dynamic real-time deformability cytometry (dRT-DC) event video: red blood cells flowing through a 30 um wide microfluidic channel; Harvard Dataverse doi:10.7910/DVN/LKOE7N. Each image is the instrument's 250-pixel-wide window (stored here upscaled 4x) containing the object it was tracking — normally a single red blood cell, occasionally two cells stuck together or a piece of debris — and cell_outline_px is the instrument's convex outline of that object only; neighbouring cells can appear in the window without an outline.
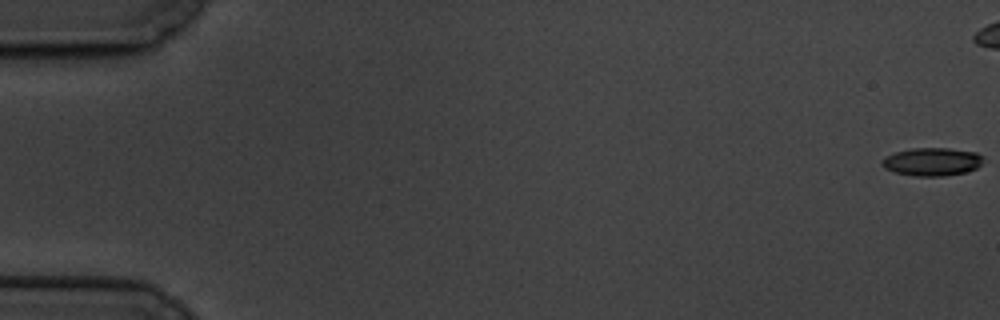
{"species": "common noctule bat (a hibernating species)", "species_latin": "Nyctalus noctula", "temperature_condition": "cold", "stored_images_in_passage": 7, "camera_frame_rate_fps": 3000, "um_per_image_px": 0.085, "animal": {"sex": "male", "body_mass_g": 19.5, "forearm_length_mm": 54.6}, "frame": {"image": 1, "passage_image": 1, "time_ms": 0.0, "image_size_px": [1000, 320], "cell_outline_px": [[984, 156], [980, 164], [976, 168], [964, 172], [944, 176], [916, 176], [896, 172], [884, 168], [880, 164], [880, 160], [884, 156], [896, 152], [912, 148], [948, 148], [976, 152]], "centroid_in_image_um": [79.19, 13.74], "position_along_channel_um": 5.8, "area_um2": 16.59}}
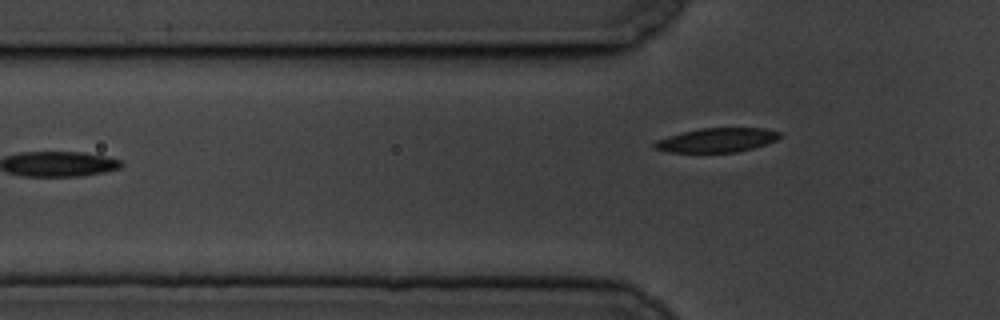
{"frame": {"image": 2, "passage_image": 7, "time_ms": 8.0, "image_size_px": [1000, 320], "cell_outline_px": [[780, 136], [776, 140], [752, 148], [736, 152], [668, 152], [652, 148], [652, 144], [656, 140], [668, 136], [700, 128], [764, 128], [780, 132]], "centroid_in_image_um": [60.89, 11.91], "position_along_channel_um": 64.9, "area_um2": 17.51}}